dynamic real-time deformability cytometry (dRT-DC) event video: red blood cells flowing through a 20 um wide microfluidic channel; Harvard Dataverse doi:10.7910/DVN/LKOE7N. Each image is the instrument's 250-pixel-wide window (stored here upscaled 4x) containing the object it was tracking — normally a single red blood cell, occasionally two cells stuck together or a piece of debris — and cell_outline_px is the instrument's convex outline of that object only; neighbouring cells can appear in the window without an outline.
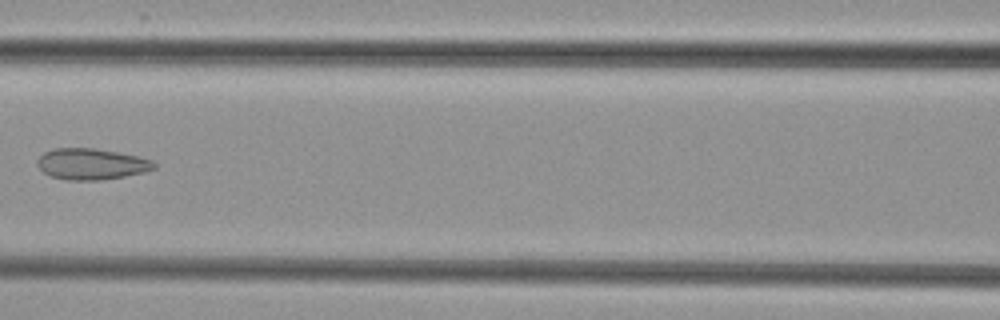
{"species": "common noctule bat (a hibernating species)", "species_latin": "Nyctalus noctula", "temperature_condition": "cold", "stored_images_in_passage": 8, "camera_frame_rate_fps": 3000, "um_per_image_px": 0.085, "animal": {"sex": "female", "body_mass_g": 29.2, "forearm_length_mm": 56.3}, "frame": {"image": 1, "passage_image": 7, "time_ms": 8.0, "image_size_px": [1000, 320], "cell_outline_px": [[156, 168], [144, 172], [124, 176], [100, 180], [68, 180], [52, 176], [44, 172], [36, 164], [36, 160], [44, 152], [52, 148], [96, 148], [120, 152], [152, 160], [156, 164]], "centroid_in_image_um": [7.76, 13.93], "position_along_channel_um": 158.8, "area_um2": 21.21}}
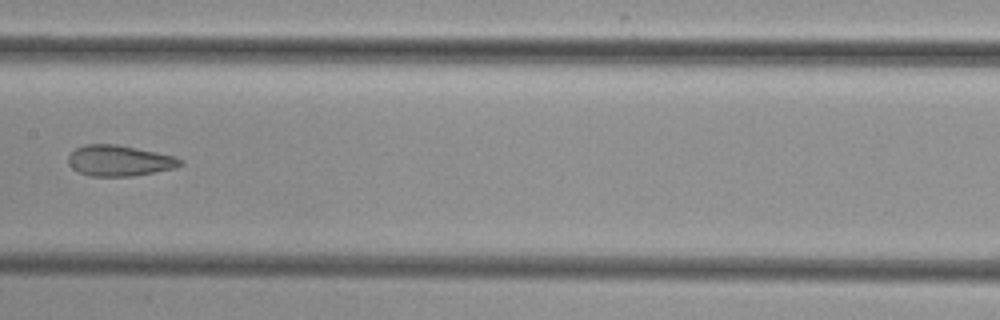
{"frame": {"image": 2, "passage_image": 8, "time_ms": 9.0, "image_size_px": [1000, 320], "cell_outline_px": [[184, 164], [176, 168], [132, 176], [88, 176], [72, 168], [68, 164], [68, 156], [76, 148], [84, 144], [116, 144], [176, 156], [184, 160]], "centroid_in_image_um": [10.17, 13.65], "position_along_channel_um": 197.2, "area_um2": 20.23}}